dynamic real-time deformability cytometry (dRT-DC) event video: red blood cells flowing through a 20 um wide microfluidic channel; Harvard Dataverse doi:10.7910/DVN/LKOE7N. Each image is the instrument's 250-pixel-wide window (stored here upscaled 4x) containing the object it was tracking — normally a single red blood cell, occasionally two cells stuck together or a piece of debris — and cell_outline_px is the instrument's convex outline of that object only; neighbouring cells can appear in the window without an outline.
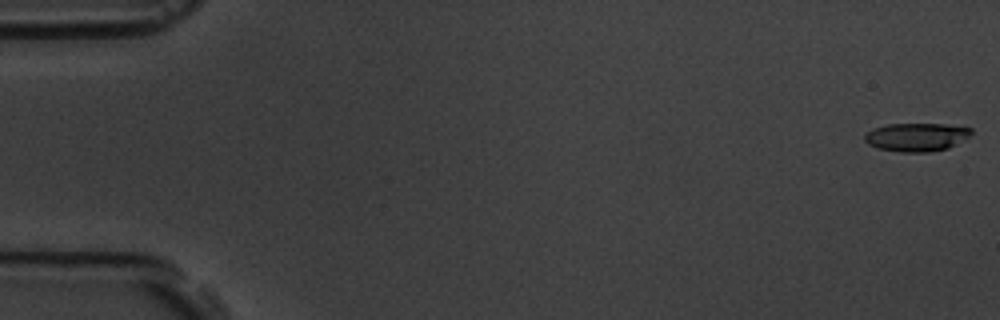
{"species": "common noctule bat (a hibernating species)", "species_latin": "Nyctalus noctula", "temperature_condition": "room temperature", "stored_images_in_passage": 56, "camera_frame_rate_fps": 3000, "um_per_image_px": 0.085, "animal": {"sex": "male", "body_mass_g": 19.5, "forearm_length_mm": 54.6}, "frame": {"image": 1, "passage_image": 1, "time_ms": 0.0, "image_size_px": [1000, 320], "cell_outline_px": [[972, 132], [968, 136], [956, 144], [948, 148], [928, 152], [900, 152], [880, 148], [868, 144], [864, 140], [864, 136], [872, 128], [888, 124], [944, 124], [972, 128]], "centroid_in_image_um": [77.88, 11.64], "position_along_channel_um": 7.1, "area_um2": 17.46}}
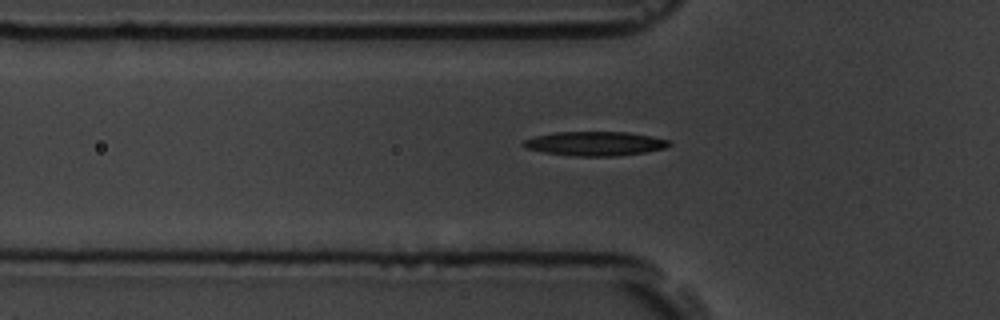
{"frame": {"image": 2, "passage_image": 19, "time_ms": 6.0, "image_size_px": [1000, 320], "cell_outline_px": [[672, 144], [664, 148], [648, 152], [616, 156], [576, 156], [544, 152], [524, 148], [520, 144], [524, 140], [536, 136], [552, 132], [628, 132], [652, 136], [672, 140]], "centroid_in_image_um": [50.6, 12.2], "position_along_channel_um": 75.2, "area_um2": 20.75}}
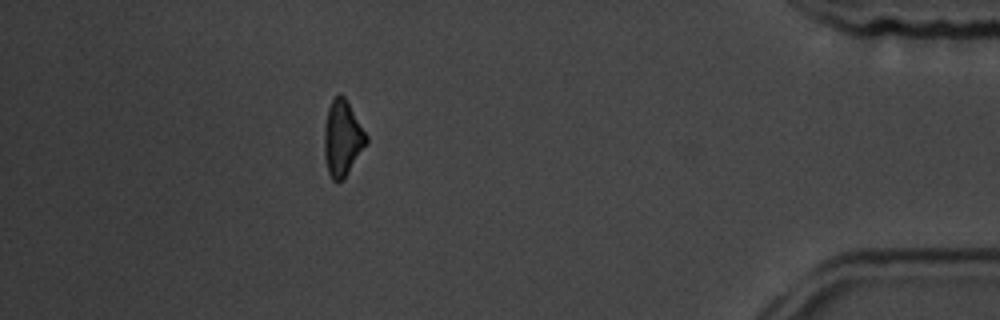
{"frame": {"image": 3, "passage_image": 50, "time_ms": 16.333, "image_size_px": [1000, 320], "cell_outline_px": [[368, 140], [344, 176], [336, 184], [332, 180], [328, 172], [324, 156], [324, 128], [328, 108], [332, 96], [340, 92], [344, 96], [368, 136]], "centroid_in_image_um": [29.06, 11.69], "position_along_channel_um": 406.1, "area_um2": 18.26}, "authors_computed_cell_mechanics": {"area_um2": 19.074, "velocity_mm_per_s": 3.6743, "shape_relaxation_time_tau1_ms": 3.3052, "shape_relaxation_time_tau2_ms": null, "deformation_change_tau1": 0.1153, "deformation_change_tau2": null}}